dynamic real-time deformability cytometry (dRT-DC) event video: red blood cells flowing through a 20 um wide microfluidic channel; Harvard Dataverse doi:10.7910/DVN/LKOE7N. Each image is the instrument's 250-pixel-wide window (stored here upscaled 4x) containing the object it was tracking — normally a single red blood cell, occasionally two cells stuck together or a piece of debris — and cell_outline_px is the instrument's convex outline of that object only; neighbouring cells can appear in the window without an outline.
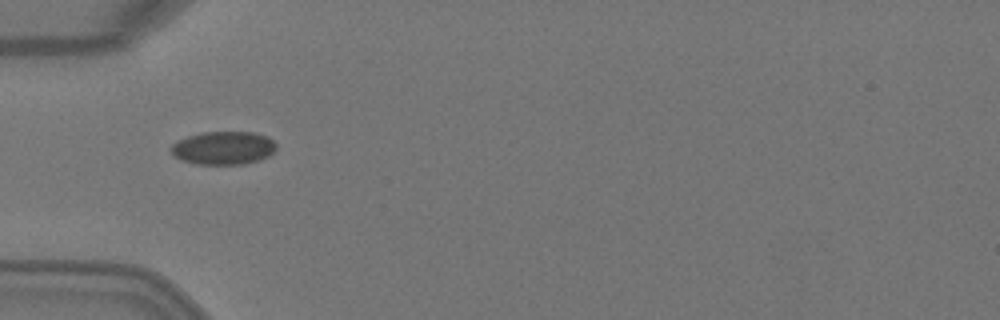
{"species": "Egyptian fruit bat (a non-hibernating species)", "species_latin": "Rousettus aegyptiacus", "temperature_condition": "warm", "stored_images_in_passage": 2, "camera_frame_rate_fps": 3000, "um_per_image_px": 0.085, "animal": {"sex": "female"}, "frame": {"image": 1, "passage_image": 1, "time_ms": 0.0, "image_size_px": [1000, 320], "cell_outline_px": [[276, 148], [268, 156], [260, 160], [244, 164], [196, 164], [180, 160], [172, 152], [172, 144], [176, 140], [188, 136], [204, 132], [252, 132], [268, 136], [276, 144]], "centroid_in_image_um": [18.99, 12.57], "position_along_channel_um": 66.0, "area_um2": 20.35}}